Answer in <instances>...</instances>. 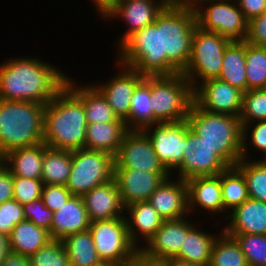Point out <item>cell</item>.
Instances as JSON below:
<instances>
[{"mask_svg": "<svg viewBox=\"0 0 266 266\" xmlns=\"http://www.w3.org/2000/svg\"><path fill=\"white\" fill-rule=\"evenodd\" d=\"M196 26L194 8L164 7L154 23L130 35L117 48L116 62L145 76L181 73L190 59Z\"/></svg>", "mask_w": 266, "mask_h": 266, "instance_id": "6da1fadb", "label": "cell"}, {"mask_svg": "<svg viewBox=\"0 0 266 266\" xmlns=\"http://www.w3.org/2000/svg\"><path fill=\"white\" fill-rule=\"evenodd\" d=\"M33 57H13L0 64V99L49 103L65 86L68 75Z\"/></svg>", "mask_w": 266, "mask_h": 266, "instance_id": "7a4b0ae2", "label": "cell"}, {"mask_svg": "<svg viewBox=\"0 0 266 266\" xmlns=\"http://www.w3.org/2000/svg\"><path fill=\"white\" fill-rule=\"evenodd\" d=\"M87 125L83 102L65 85L44 107L43 142L53 149H83Z\"/></svg>", "mask_w": 266, "mask_h": 266, "instance_id": "3957f363", "label": "cell"}, {"mask_svg": "<svg viewBox=\"0 0 266 266\" xmlns=\"http://www.w3.org/2000/svg\"><path fill=\"white\" fill-rule=\"evenodd\" d=\"M186 120L190 130L229 166H235L242 159L243 127L239 117L212 113L193 102Z\"/></svg>", "mask_w": 266, "mask_h": 266, "instance_id": "277c9868", "label": "cell"}, {"mask_svg": "<svg viewBox=\"0 0 266 266\" xmlns=\"http://www.w3.org/2000/svg\"><path fill=\"white\" fill-rule=\"evenodd\" d=\"M44 107L0 99V158L10 150L43 142Z\"/></svg>", "mask_w": 266, "mask_h": 266, "instance_id": "5b68a950", "label": "cell"}, {"mask_svg": "<svg viewBox=\"0 0 266 266\" xmlns=\"http://www.w3.org/2000/svg\"><path fill=\"white\" fill-rule=\"evenodd\" d=\"M193 102V89L182 73L151 76L154 124L186 120Z\"/></svg>", "mask_w": 266, "mask_h": 266, "instance_id": "8992f818", "label": "cell"}, {"mask_svg": "<svg viewBox=\"0 0 266 266\" xmlns=\"http://www.w3.org/2000/svg\"><path fill=\"white\" fill-rule=\"evenodd\" d=\"M231 42L227 37L196 26L192 37L190 59L181 72L193 90L200 83L220 76L224 52Z\"/></svg>", "mask_w": 266, "mask_h": 266, "instance_id": "52a82bcc", "label": "cell"}, {"mask_svg": "<svg viewBox=\"0 0 266 266\" xmlns=\"http://www.w3.org/2000/svg\"><path fill=\"white\" fill-rule=\"evenodd\" d=\"M115 156L104 151L72 150L71 173L66 188L82 196L114 178Z\"/></svg>", "mask_w": 266, "mask_h": 266, "instance_id": "ba28073f", "label": "cell"}, {"mask_svg": "<svg viewBox=\"0 0 266 266\" xmlns=\"http://www.w3.org/2000/svg\"><path fill=\"white\" fill-rule=\"evenodd\" d=\"M194 11L197 26L201 29L216 32L231 41H245L248 20L235 0L201 1L194 7Z\"/></svg>", "mask_w": 266, "mask_h": 266, "instance_id": "9c48e42d", "label": "cell"}, {"mask_svg": "<svg viewBox=\"0 0 266 266\" xmlns=\"http://www.w3.org/2000/svg\"><path fill=\"white\" fill-rule=\"evenodd\" d=\"M89 231L106 266L123 265L137 250L129 239L125 217L91 222Z\"/></svg>", "mask_w": 266, "mask_h": 266, "instance_id": "30bf717a", "label": "cell"}, {"mask_svg": "<svg viewBox=\"0 0 266 266\" xmlns=\"http://www.w3.org/2000/svg\"><path fill=\"white\" fill-rule=\"evenodd\" d=\"M229 165L202 138L190 130L186 120V145L182 163L175 169L183 180L196 176L218 175Z\"/></svg>", "mask_w": 266, "mask_h": 266, "instance_id": "8fae6325", "label": "cell"}, {"mask_svg": "<svg viewBox=\"0 0 266 266\" xmlns=\"http://www.w3.org/2000/svg\"><path fill=\"white\" fill-rule=\"evenodd\" d=\"M114 169H136L146 172H169L156 155L147 134L128 130L115 156Z\"/></svg>", "mask_w": 266, "mask_h": 266, "instance_id": "7c38bea8", "label": "cell"}, {"mask_svg": "<svg viewBox=\"0 0 266 266\" xmlns=\"http://www.w3.org/2000/svg\"><path fill=\"white\" fill-rule=\"evenodd\" d=\"M164 167L173 171L182 163L186 145V120L158 123L143 130Z\"/></svg>", "mask_w": 266, "mask_h": 266, "instance_id": "4fadbf2b", "label": "cell"}, {"mask_svg": "<svg viewBox=\"0 0 266 266\" xmlns=\"http://www.w3.org/2000/svg\"><path fill=\"white\" fill-rule=\"evenodd\" d=\"M243 91L217 79H209L193 90L194 103L201 109L239 117Z\"/></svg>", "mask_w": 266, "mask_h": 266, "instance_id": "5bb4252c", "label": "cell"}, {"mask_svg": "<svg viewBox=\"0 0 266 266\" xmlns=\"http://www.w3.org/2000/svg\"><path fill=\"white\" fill-rule=\"evenodd\" d=\"M118 73L103 84H93L106 98L115 114L123 121L129 116L130 104L136 86L145 78L132 67L118 63Z\"/></svg>", "mask_w": 266, "mask_h": 266, "instance_id": "9a60e30c", "label": "cell"}, {"mask_svg": "<svg viewBox=\"0 0 266 266\" xmlns=\"http://www.w3.org/2000/svg\"><path fill=\"white\" fill-rule=\"evenodd\" d=\"M171 175L170 172L114 169V179L125 207L131 203L148 201L164 179L171 177Z\"/></svg>", "mask_w": 266, "mask_h": 266, "instance_id": "2e32d148", "label": "cell"}, {"mask_svg": "<svg viewBox=\"0 0 266 266\" xmlns=\"http://www.w3.org/2000/svg\"><path fill=\"white\" fill-rule=\"evenodd\" d=\"M188 221L187 216L164 220L161 227L155 232L154 236L143 244L142 250L149 256L168 259L175 257L184 242V236L196 225Z\"/></svg>", "mask_w": 266, "mask_h": 266, "instance_id": "e0dca14e", "label": "cell"}, {"mask_svg": "<svg viewBox=\"0 0 266 266\" xmlns=\"http://www.w3.org/2000/svg\"><path fill=\"white\" fill-rule=\"evenodd\" d=\"M164 6L157 0H122L108 15L105 20H123L128 29L120 36L119 47L130 35L154 23L157 15Z\"/></svg>", "mask_w": 266, "mask_h": 266, "instance_id": "ac0fdd59", "label": "cell"}, {"mask_svg": "<svg viewBox=\"0 0 266 266\" xmlns=\"http://www.w3.org/2000/svg\"><path fill=\"white\" fill-rule=\"evenodd\" d=\"M172 176L164 179L148 199L163 220L190 216L186 180L177 178L175 181Z\"/></svg>", "mask_w": 266, "mask_h": 266, "instance_id": "d6986e66", "label": "cell"}, {"mask_svg": "<svg viewBox=\"0 0 266 266\" xmlns=\"http://www.w3.org/2000/svg\"><path fill=\"white\" fill-rule=\"evenodd\" d=\"M81 197L90 222L125 217V206L114 178Z\"/></svg>", "mask_w": 266, "mask_h": 266, "instance_id": "ffe728a7", "label": "cell"}, {"mask_svg": "<svg viewBox=\"0 0 266 266\" xmlns=\"http://www.w3.org/2000/svg\"><path fill=\"white\" fill-rule=\"evenodd\" d=\"M188 212L199 207L205 212L223 215L224 205L220 184V173L214 176H196L186 180Z\"/></svg>", "mask_w": 266, "mask_h": 266, "instance_id": "44dd1931", "label": "cell"}, {"mask_svg": "<svg viewBox=\"0 0 266 266\" xmlns=\"http://www.w3.org/2000/svg\"><path fill=\"white\" fill-rule=\"evenodd\" d=\"M224 218L230 221L223 228L226 234L266 235L265 202L248 198Z\"/></svg>", "mask_w": 266, "mask_h": 266, "instance_id": "7402d4cb", "label": "cell"}, {"mask_svg": "<svg viewBox=\"0 0 266 266\" xmlns=\"http://www.w3.org/2000/svg\"><path fill=\"white\" fill-rule=\"evenodd\" d=\"M125 212L129 214L125 216L129 239L137 249H141L140 239L147 244L164 220L148 201L131 203L125 207Z\"/></svg>", "mask_w": 266, "mask_h": 266, "instance_id": "603a6c76", "label": "cell"}, {"mask_svg": "<svg viewBox=\"0 0 266 266\" xmlns=\"http://www.w3.org/2000/svg\"><path fill=\"white\" fill-rule=\"evenodd\" d=\"M90 223L82 197L73 195L53 212L51 239L63 241L70 234L88 230Z\"/></svg>", "mask_w": 266, "mask_h": 266, "instance_id": "cb8c5ba5", "label": "cell"}, {"mask_svg": "<svg viewBox=\"0 0 266 266\" xmlns=\"http://www.w3.org/2000/svg\"><path fill=\"white\" fill-rule=\"evenodd\" d=\"M65 85L83 102L87 124L125 122L118 118L106 98L94 85L79 87L70 77H67Z\"/></svg>", "mask_w": 266, "mask_h": 266, "instance_id": "d4e9b609", "label": "cell"}, {"mask_svg": "<svg viewBox=\"0 0 266 266\" xmlns=\"http://www.w3.org/2000/svg\"><path fill=\"white\" fill-rule=\"evenodd\" d=\"M47 145L42 142L29 147L10 150L0 160L13 176L41 179L43 152Z\"/></svg>", "mask_w": 266, "mask_h": 266, "instance_id": "484cf974", "label": "cell"}, {"mask_svg": "<svg viewBox=\"0 0 266 266\" xmlns=\"http://www.w3.org/2000/svg\"><path fill=\"white\" fill-rule=\"evenodd\" d=\"M127 131L125 122L88 124L85 149L104 151L116 156Z\"/></svg>", "mask_w": 266, "mask_h": 266, "instance_id": "4316f807", "label": "cell"}, {"mask_svg": "<svg viewBox=\"0 0 266 266\" xmlns=\"http://www.w3.org/2000/svg\"><path fill=\"white\" fill-rule=\"evenodd\" d=\"M51 240L50 231L47 228L37 226L25 219L18 223L9 235L10 251L31 256Z\"/></svg>", "mask_w": 266, "mask_h": 266, "instance_id": "83f0119b", "label": "cell"}, {"mask_svg": "<svg viewBox=\"0 0 266 266\" xmlns=\"http://www.w3.org/2000/svg\"><path fill=\"white\" fill-rule=\"evenodd\" d=\"M199 225H195L186 236H184V242L179 253L175 256L180 260H184L199 266H207L211 260V251L215 240L217 239V233L210 234L207 231L197 228ZM217 235V236H216Z\"/></svg>", "mask_w": 266, "mask_h": 266, "instance_id": "f1b7e54d", "label": "cell"}, {"mask_svg": "<svg viewBox=\"0 0 266 266\" xmlns=\"http://www.w3.org/2000/svg\"><path fill=\"white\" fill-rule=\"evenodd\" d=\"M246 41H232L224 52L219 80L247 92Z\"/></svg>", "mask_w": 266, "mask_h": 266, "instance_id": "f546056e", "label": "cell"}, {"mask_svg": "<svg viewBox=\"0 0 266 266\" xmlns=\"http://www.w3.org/2000/svg\"><path fill=\"white\" fill-rule=\"evenodd\" d=\"M151 76L145 78L136 86L130 104L129 116L124 120L128 130H145L155 125L153 109L150 104Z\"/></svg>", "mask_w": 266, "mask_h": 266, "instance_id": "4dcf8cb0", "label": "cell"}, {"mask_svg": "<svg viewBox=\"0 0 266 266\" xmlns=\"http://www.w3.org/2000/svg\"><path fill=\"white\" fill-rule=\"evenodd\" d=\"M62 242L71 266H106L98 256L89 229L70 234Z\"/></svg>", "mask_w": 266, "mask_h": 266, "instance_id": "1f68e13d", "label": "cell"}, {"mask_svg": "<svg viewBox=\"0 0 266 266\" xmlns=\"http://www.w3.org/2000/svg\"><path fill=\"white\" fill-rule=\"evenodd\" d=\"M72 166V151L47 147L43 152V184L66 185Z\"/></svg>", "mask_w": 266, "mask_h": 266, "instance_id": "d6a6232c", "label": "cell"}, {"mask_svg": "<svg viewBox=\"0 0 266 266\" xmlns=\"http://www.w3.org/2000/svg\"><path fill=\"white\" fill-rule=\"evenodd\" d=\"M220 184L224 214L226 211L229 214L249 198L245 177L236 166H229L220 173Z\"/></svg>", "mask_w": 266, "mask_h": 266, "instance_id": "836d02e7", "label": "cell"}, {"mask_svg": "<svg viewBox=\"0 0 266 266\" xmlns=\"http://www.w3.org/2000/svg\"><path fill=\"white\" fill-rule=\"evenodd\" d=\"M209 266H249L236 240L223 229L215 240Z\"/></svg>", "mask_w": 266, "mask_h": 266, "instance_id": "e575fe53", "label": "cell"}, {"mask_svg": "<svg viewBox=\"0 0 266 266\" xmlns=\"http://www.w3.org/2000/svg\"><path fill=\"white\" fill-rule=\"evenodd\" d=\"M235 166L245 177L249 198L266 203V160L241 159Z\"/></svg>", "mask_w": 266, "mask_h": 266, "instance_id": "d590c367", "label": "cell"}, {"mask_svg": "<svg viewBox=\"0 0 266 266\" xmlns=\"http://www.w3.org/2000/svg\"><path fill=\"white\" fill-rule=\"evenodd\" d=\"M247 91L266 89V47L246 42Z\"/></svg>", "mask_w": 266, "mask_h": 266, "instance_id": "8d00e7d4", "label": "cell"}, {"mask_svg": "<svg viewBox=\"0 0 266 266\" xmlns=\"http://www.w3.org/2000/svg\"><path fill=\"white\" fill-rule=\"evenodd\" d=\"M233 237L244 253L249 266H266V235L227 234Z\"/></svg>", "mask_w": 266, "mask_h": 266, "instance_id": "74e56055", "label": "cell"}, {"mask_svg": "<svg viewBox=\"0 0 266 266\" xmlns=\"http://www.w3.org/2000/svg\"><path fill=\"white\" fill-rule=\"evenodd\" d=\"M242 127L257 121H266V89H253L243 93L239 116Z\"/></svg>", "mask_w": 266, "mask_h": 266, "instance_id": "f35d334b", "label": "cell"}, {"mask_svg": "<svg viewBox=\"0 0 266 266\" xmlns=\"http://www.w3.org/2000/svg\"><path fill=\"white\" fill-rule=\"evenodd\" d=\"M30 266H71L64 244L51 240L29 256Z\"/></svg>", "mask_w": 266, "mask_h": 266, "instance_id": "ab89813d", "label": "cell"}, {"mask_svg": "<svg viewBox=\"0 0 266 266\" xmlns=\"http://www.w3.org/2000/svg\"><path fill=\"white\" fill-rule=\"evenodd\" d=\"M252 123L254 126H251ZM242 134H243L242 153H241L242 159L250 160L249 158L250 155L248 154L249 153L251 154V152H248L249 148L251 147L253 149L255 147L256 151L257 150L259 152L261 151V153L264 154L263 158H260V160H266V121H257L245 124L243 126ZM248 134L250 135L248 136Z\"/></svg>", "mask_w": 266, "mask_h": 266, "instance_id": "60d3db41", "label": "cell"}, {"mask_svg": "<svg viewBox=\"0 0 266 266\" xmlns=\"http://www.w3.org/2000/svg\"><path fill=\"white\" fill-rule=\"evenodd\" d=\"M43 185L42 179L13 176V199L22 205L40 199Z\"/></svg>", "mask_w": 266, "mask_h": 266, "instance_id": "b9f144b4", "label": "cell"}, {"mask_svg": "<svg viewBox=\"0 0 266 266\" xmlns=\"http://www.w3.org/2000/svg\"><path fill=\"white\" fill-rule=\"evenodd\" d=\"M23 220H25L23 205L15 199L0 205V233L9 236L13 228Z\"/></svg>", "mask_w": 266, "mask_h": 266, "instance_id": "7bdbcfd3", "label": "cell"}, {"mask_svg": "<svg viewBox=\"0 0 266 266\" xmlns=\"http://www.w3.org/2000/svg\"><path fill=\"white\" fill-rule=\"evenodd\" d=\"M23 211L26 220L33 222L37 226L47 228L48 230L51 229L53 211L48 209L41 199L23 204Z\"/></svg>", "mask_w": 266, "mask_h": 266, "instance_id": "ee69618b", "label": "cell"}, {"mask_svg": "<svg viewBox=\"0 0 266 266\" xmlns=\"http://www.w3.org/2000/svg\"><path fill=\"white\" fill-rule=\"evenodd\" d=\"M72 196L73 194L66 188L65 185L44 184L40 199L48 209L56 212Z\"/></svg>", "mask_w": 266, "mask_h": 266, "instance_id": "f6af8a7d", "label": "cell"}, {"mask_svg": "<svg viewBox=\"0 0 266 266\" xmlns=\"http://www.w3.org/2000/svg\"><path fill=\"white\" fill-rule=\"evenodd\" d=\"M245 41L256 46L266 47V11L248 21Z\"/></svg>", "mask_w": 266, "mask_h": 266, "instance_id": "bcb514c9", "label": "cell"}, {"mask_svg": "<svg viewBox=\"0 0 266 266\" xmlns=\"http://www.w3.org/2000/svg\"><path fill=\"white\" fill-rule=\"evenodd\" d=\"M13 199V175L0 160V205Z\"/></svg>", "mask_w": 266, "mask_h": 266, "instance_id": "7dc6e473", "label": "cell"}, {"mask_svg": "<svg viewBox=\"0 0 266 266\" xmlns=\"http://www.w3.org/2000/svg\"><path fill=\"white\" fill-rule=\"evenodd\" d=\"M238 8L249 21L266 11V0H235Z\"/></svg>", "mask_w": 266, "mask_h": 266, "instance_id": "c3c4849f", "label": "cell"}, {"mask_svg": "<svg viewBox=\"0 0 266 266\" xmlns=\"http://www.w3.org/2000/svg\"><path fill=\"white\" fill-rule=\"evenodd\" d=\"M121 266H165V260L151 257L142 249H137Z\"/></svg>", "mask_w": 266, "mask_h": 266, "instance_id": "681fc988", "label": "cell"}, {"mask_svg": "<svg viewBox=\"0 0 266 266\" xmlns=\"http://www.w3.org/2000/svg\"><path fill=\"white\" fill-rule=\"evenodd\" d=\"M122 0H92L98 14L105 19Z\"/></svg>", "mask_w": 266, "mask_h": 266, "instance_id": "f907efd6", "label": "cell"}, {"mask_svg": "<svg viewBox=\"0 0 266 266\" xmlns=\"http://www.w3.org/2000/svg\"><path fill=\"white\" fill-rule=\"evenodd\" d=\"M0 266H30L29 256L10 251Z\"/></svg>", "mask_w": 266, "mask_h": 266, "instance_id": "816d5d0a", "label": "cell"}, {"mask_svg": "<svg viewBox=\"0 0 266 266\" xmlns=\"http://www.w3.org/2000/svg\"><path fill=\"white\" fill-rule=\"evenodd\" d=\"M9 252H10L9 236L0 233V265L4 262Z\"/></svg>", "mask_w": 266, "mask_h": 266, "instance_id": "f5cc1de1", "label": "cell"}, {"mask_svg": "<svg viewBox=\"0 0 266 266\" xmlns=\"http://www.w3.org/2000/svg\"><path fill=\"white\" fill-rule=\"evenodd\" d=\"M165 5L194 8L197 5V0H165Z\"/></svg>", "mask_w": 266, "mask_h": 266, "instance_id": "db71d44e", "label": "cell"}, {"mask_svg": "<svg viewBox=\"0 0 266 266\" xmlns=\"http://www.w3.org/2000/svg\"><path fill=\"white\" fill-rule=\"evenodd\" d=\"M165 266H199V265L172 257L165 259Z\"/></svg>", "mask_w": 266, "mask_h": 266, "instance_id": "11a10c76", "label": "cell"}, {"mask_svg": "<svg viewBox=\"0 0 266 266\" xmlns=\"http://www.w3.org/2000/svg\"><path fill=\"white\" fill-rule=\"evenodd\" d=\"M159 2H160L164 7H167V6L165 5V0H159Z\"/></svg>", "mask_w": 266, "mask_h": 266, "instance_id": "9f6ffc18", "label": "cell"}]
</instances>
